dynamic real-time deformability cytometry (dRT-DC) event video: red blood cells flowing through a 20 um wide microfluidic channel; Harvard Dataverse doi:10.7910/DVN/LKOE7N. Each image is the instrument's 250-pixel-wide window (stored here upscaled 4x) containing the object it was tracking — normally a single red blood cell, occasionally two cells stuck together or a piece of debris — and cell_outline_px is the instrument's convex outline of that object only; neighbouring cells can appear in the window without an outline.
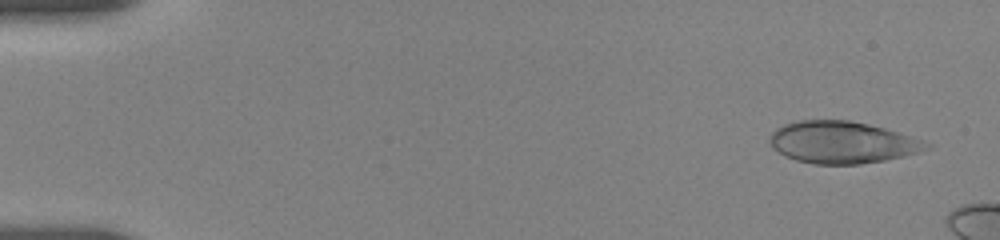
{"species": "human", "species_latin": "Homo sapiens", "temperature_condition": "room temperature", "stored_images_in_passage": 5, "camera_frame_rate_fps": 3000, "um_per_image_px": 0.085, "donor": {"sex": "female"}, "frame": {"image": 1, "passage_image": 1, "time_ms": 0.0, "image_size_px": [1000, 240], "cell_outline_px": [[932, 148], [920, 152], [904, 156], [884, 160], [860, 164], [816, 164], [796, 160], [784, 156], [772, 148], [768, 140], [768, 136], [776, 128], [784, 124], [796, 120], [848, 120], [868, 124], [884, 128], [924, 140], [932, 144]], "centroid_in_image_um": [71.57, 12.1], "position_along_channel_um": 13.4, "area_um2": 38.61}}